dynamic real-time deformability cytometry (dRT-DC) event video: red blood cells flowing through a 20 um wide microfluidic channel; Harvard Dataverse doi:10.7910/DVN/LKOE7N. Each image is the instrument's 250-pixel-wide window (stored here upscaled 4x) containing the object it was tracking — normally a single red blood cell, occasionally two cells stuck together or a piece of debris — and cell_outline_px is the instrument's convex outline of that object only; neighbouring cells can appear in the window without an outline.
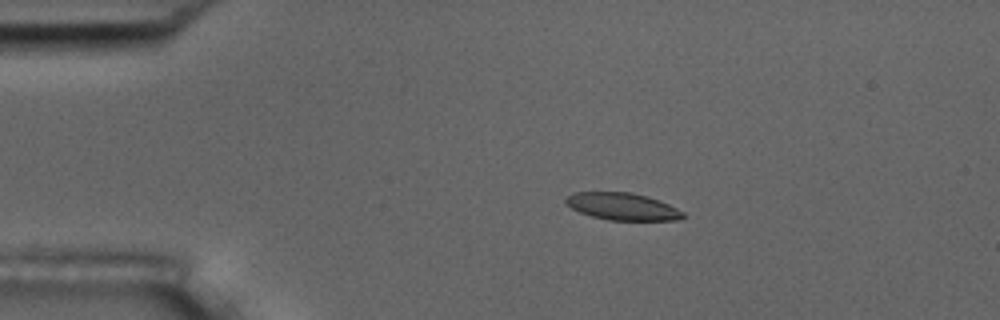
{"species": "common noctule bat (a hibernating species)", "species_latin": "Nyctalus noctula", "temperature_condition": "room temperature", "stored_images_in_passage": 6, "camera_frame_rate_fps": 3000, "um_per_image_px": 0.085, "animal": {"sex": "male", "body_mass_g": 17.5, "forearm_length_mm": 52.3}, "frame": {"image": 1, "passage_image": 4, "time_ms": 3.333, "image_size_px": [1000, 320], "cell_outline_px": [[684, 216], [676, 220], [608, 220], [592, 216], [580, 212], [564, 204], [564, 196], [572, 192], [632, 192], [648, 196], [660, 200], [684, 212]], "centroid_in_image_um": [52.85, 17.53], "position_along_channel_um": 32.1, "area_um2": 18.73}}
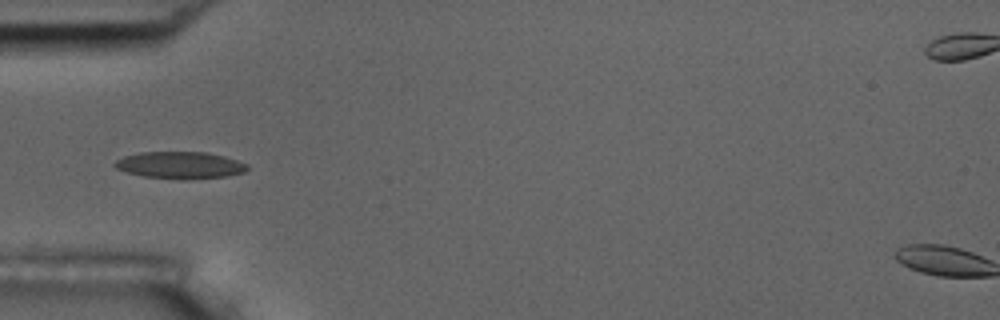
{"frame": {"image": 2, "passage_image": 6, "time_ms": 5.667, "image_size_px": [1000, 320], "cell_outline_px": [[248, 168], [244, 172], [224, 176], [184, 180], [180, 180], [144, 176], [128, 172], [116, 168], [112, 164], [116, 160], [124, 156], [140, 152], [204, 152], [224, 156], [248, 164]], "centroid_in_image_um": [15.29, 14.04], "position_along_channel_um": 69.7, "area_um2": 20.75}}